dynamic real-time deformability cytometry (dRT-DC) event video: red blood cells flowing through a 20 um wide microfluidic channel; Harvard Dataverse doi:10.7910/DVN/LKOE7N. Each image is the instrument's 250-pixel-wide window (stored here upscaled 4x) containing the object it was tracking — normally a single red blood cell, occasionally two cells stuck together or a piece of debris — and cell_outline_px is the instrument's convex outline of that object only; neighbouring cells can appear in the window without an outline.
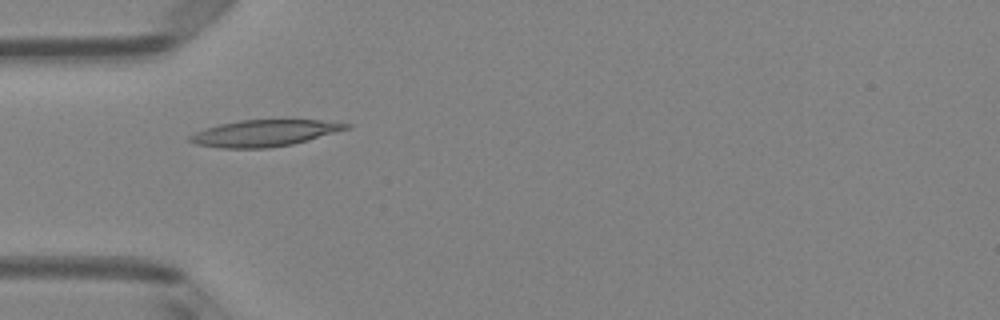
{"species": "Egyptian fruit bat (a non-hibernating species)", "species_latin": "Rousettus aegyptiacus", "temperature_condition": "room temperature", "stored_images_in_passage": 8, "camera_frame_rate_fps": 3000, "um_per_image_px": 0.085, "animal": {"sex": "female"}, "frame": {"image": 1, "passage_image": 5, "time_ms": 1.333, "image_size_px": [1000, 320], "cell_outline_px": [[352, 124], [348, 128], [308, 140], [292, 144], [268, 148], [220, 148], [196, 144], [188, 140], [188, 136], [204, 128], [220, 124], [240, 120], [320, 120]], "centroid_in_image_um": [22.42, 11.32], "position_along_channel_um": 62.6, "area_um2": 23.93}}
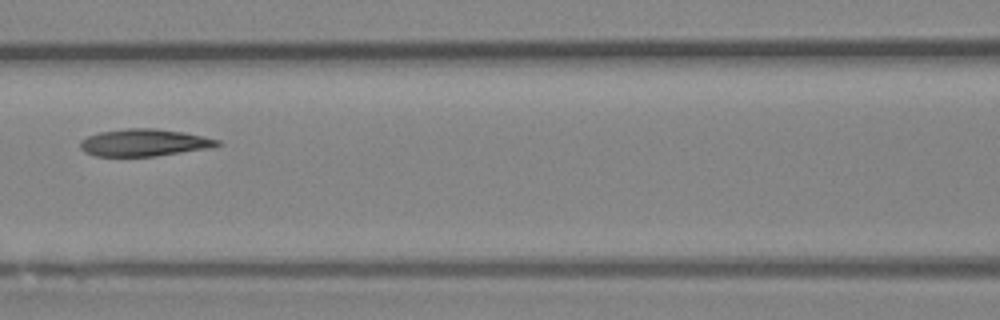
{"frame": {"image": 2, "passage_image": 7, "time_ms": 2.0, "image_size_px": [1000, 320], "cell_outline_px": [[224, 144], [208, 148], [152, 156], [96, 156], [84, 152], [80, 148], [80, 140], [88, 136], [100, 132], [124, 128], [156, 128], [184, 132], [220, 140]], "centroid_in_image_um": [12.24, 12.11], "position_along_channel_um": 154.4, "area_um2": 21.68}}
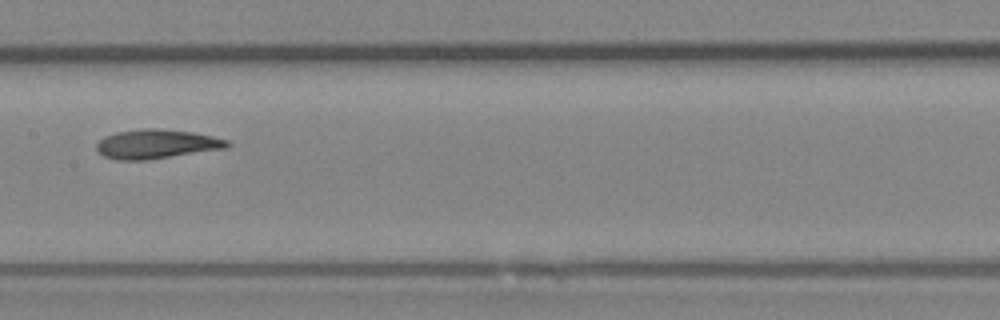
{"frame": {"image": 3, "passage_image": 8, "time_ms": 2.333, "image_size_px": [1000, 320], "cell_outline_px": [[232, 144], [228, 148], [148, 160], [116, 160], [104, 156], [96, 152], [96, 144], [104, 136], [116, 132], [144, 128], [156, 128], [192, 132], [212, 136], [228, 140]], "centroid_in_image_um": [13.3, 12.25], "position_along_channel_um": 194.1, "area_um2": 22.48}}